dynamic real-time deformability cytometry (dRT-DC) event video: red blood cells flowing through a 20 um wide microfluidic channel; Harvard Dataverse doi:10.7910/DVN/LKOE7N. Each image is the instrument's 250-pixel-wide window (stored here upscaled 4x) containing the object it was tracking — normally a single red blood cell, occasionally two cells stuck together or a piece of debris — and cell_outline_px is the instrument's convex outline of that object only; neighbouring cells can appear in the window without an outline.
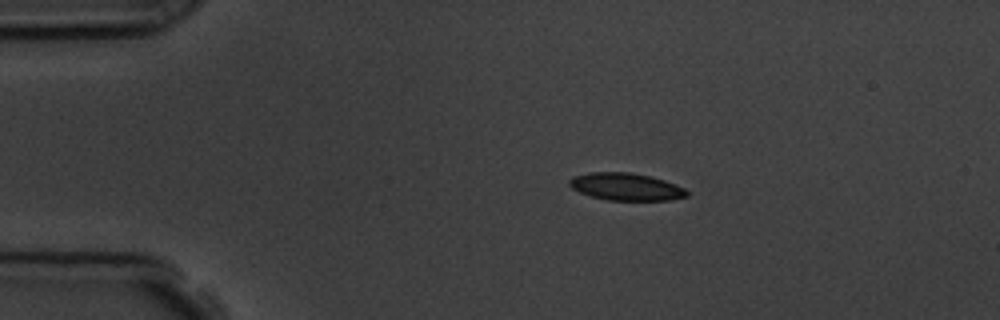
{"species": "common noctule bat (a hibernating species)", "species_latin": "Nyctalus noctula", "temperature_condition": "room temperature", "stored_images_in_passage": 2, "camera_frame_rate_fps": 3000, "um_per_image_px": 0.085, "animal": {"sex": "male", "body_mass_g": 19.5, "forearm_length_mm": 54.6}, "frame": {"image": 1, "passage_image": 1, "time_ms": 0.0, "image_size_px": [1000, 320], "cell_outline_px": [[688, 196], [672, 200], [608, 200], [592, 196], [580, 192], [572, 188], [568, 184], [568, 180], [572, 176], [588, 172], [632, 172], [664, 180], [684, 188], [688, 192]], "centroid_in_image_um": [53.18, 15.86], "position_along_channel_um": 31.8, "area_um2": 18.73}}